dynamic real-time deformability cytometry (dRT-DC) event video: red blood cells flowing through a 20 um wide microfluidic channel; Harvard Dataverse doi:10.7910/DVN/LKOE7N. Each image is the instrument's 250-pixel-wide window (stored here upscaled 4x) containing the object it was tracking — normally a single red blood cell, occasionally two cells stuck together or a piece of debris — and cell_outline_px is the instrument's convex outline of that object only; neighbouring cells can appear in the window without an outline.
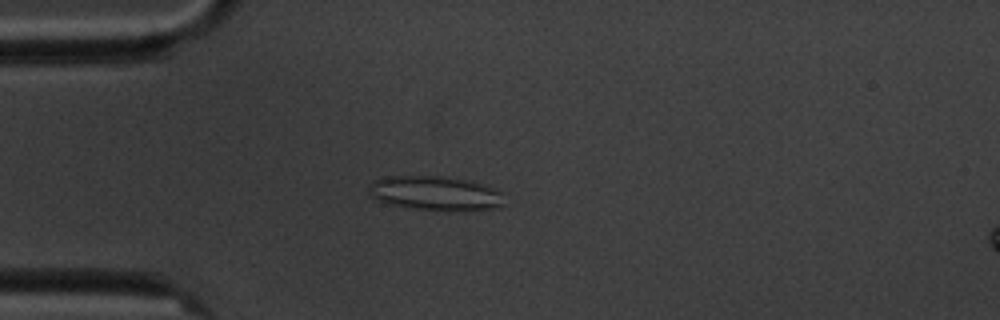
{"species": "common noctule bat (a hibernating species)", "species_latin": "Nyctalus noctula", "temperature_condition": "cold", "stored_images_in_passage": 3, "camera_frame_rate_fps": 3000, "um_per_image_px": 0.085, "animal": {"sex": "male", "body_mass_g": 20.1, "forearm_length_mm": 53.5}, "frame": {"image": 1, "passage_image": 1, "time_ms": 0.0, "image_size_px": [1000, 320], "cell_outline_px": [[504, 204], [496, 208], [464, 212], [412, 208], [392, 204], [380, 200], [372, 196], [368, 192], [368, 184], [384, 176], [440, 176], [472, 180], [504, 192]], "centroid_in_image_um": [37.08, 16.43], "position_along_channel_um": 47.9, "area_um2": 27.51}}
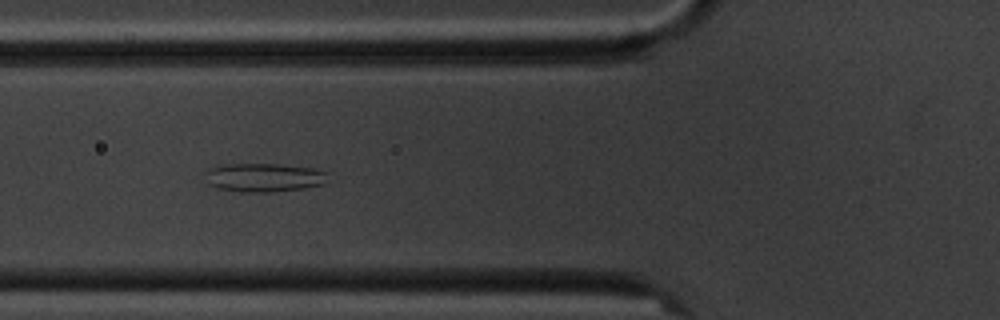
{"frame": {"image": 2, "passage_image": 3, "time_ms": 2.0, "image_size_px": [1000, 320], "cell_outline_px": [[328, 184], [304, 188], [272, 192], [240, 192], [216, 188], [208, 184], [204, 172], [208, 168], [224, 164], [276, 164], [312, 168], [328, 172]], "centroid_in_image_um": [22.44, 15.09], "position_along_channel_um": 103.4, "area_um2": 20.87}}